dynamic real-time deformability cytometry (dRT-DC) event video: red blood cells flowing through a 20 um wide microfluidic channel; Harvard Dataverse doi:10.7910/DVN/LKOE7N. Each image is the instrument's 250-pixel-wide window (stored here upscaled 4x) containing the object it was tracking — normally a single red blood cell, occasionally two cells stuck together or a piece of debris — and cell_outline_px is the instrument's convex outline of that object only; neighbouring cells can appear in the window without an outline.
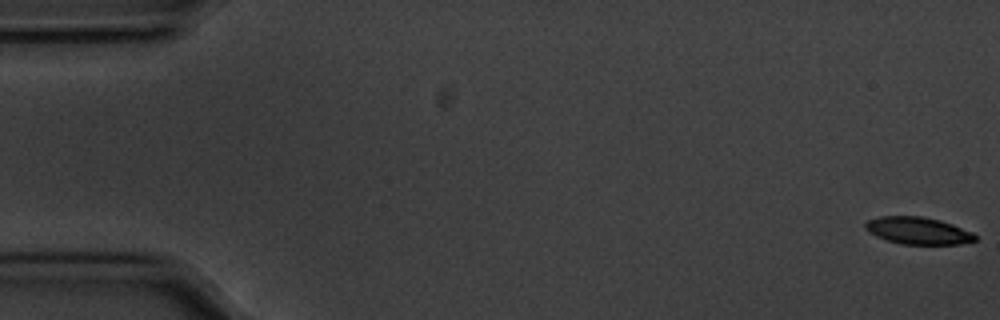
{"species": "common noctule bat (a hibernating species)", "species_latin": "Nyctalus noctula", "temperature_condition": "cold", "stored_images_in_passage": 15, "camera_frame_rate_fps": 3000, "um_per_image_px": 0.085, "animal": {"sex": "male", "body_mass_g": 20.1, "forearm_length_mm": 53.5}, "frame": {"image": 1, "passage_image": 1, "time_ms": 0.0, "image_size_px": [1000, 320], "cell_outline_px": [[976, 240], [960, 244], [900, 244], [876, 236], [868, 232], [864, 228], [864, 224], [868, 220], [880, 216], [920, 216], [940, 220], [952, 224], [972, 232], [976, 236]], "centroid_in_image_um": [78.0, 19.6], "position_along_channel_um": 7.0, "area_um2": 17.34}}